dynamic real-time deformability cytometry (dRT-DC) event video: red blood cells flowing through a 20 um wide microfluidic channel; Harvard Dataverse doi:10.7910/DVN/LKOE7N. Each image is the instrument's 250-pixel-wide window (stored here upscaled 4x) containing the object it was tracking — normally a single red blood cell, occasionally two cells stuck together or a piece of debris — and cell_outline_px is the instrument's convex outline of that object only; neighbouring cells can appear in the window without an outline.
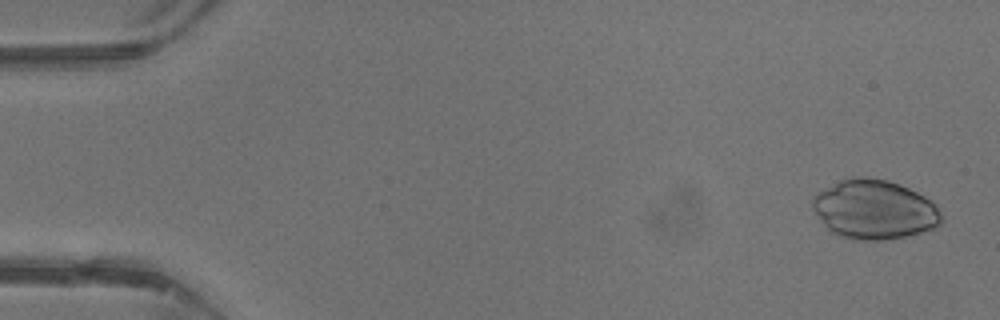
{"species": "common noctule bat (a hibernating species)", "species_latin": "Nyctalus noctula", "temperature_condition": "warm", "stored_images_in_passage": 43, "camera_frame_rate_fps": 3000, "um_per_image_px": 0.085, "animal": {"sex": "male", "body_mass_g": 13.3}, "frame": {"image": 1, "passage_image": 2, "time_ms": 0.333, "image_size_px": [1000, 320], "cell_outline_px": [[940, 224], [936, 228], [888, 240], [852, 240], [836, 236], [824, 224], [812, 208], [812, 200], [820, 192], [840, 180], [852, 176], [860, 176], [888, 180], [908, 188], [924, 196], [940, 212]], "centroid_in_image_um": [74.29, 17.82], "position_along_channel_um": 10.7, "area_um2": 44.1}}